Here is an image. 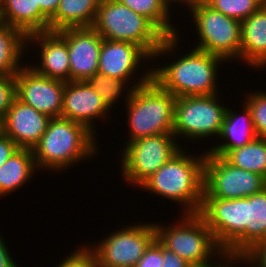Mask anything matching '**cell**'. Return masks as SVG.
<instances>
[{
  "instance_id": "obj_1",
  "label": "cell",
  "mask_w": 266,
  "mask_h": 267,
  "mask_svg": "<svg viewBox=\"0 0 266 267\" xmlns=\"http://www.w3.org/2000/svg\"><path fill=\"white\" fill-rule=\"evenodd\" d=\"M92 27L103 39L139 45L153 61L174 51L176 57L181 42L180 35L166 37L150 20L117 0L100 1Z\"/></svg>"
},
{
  "instance_id": "obj_2",
  "label": "cell",
  "mask_w": 266,
  "mask_h": 267,
  "mask_svg": "<svg viewBox=\"0 0 266 267\" xmlns=\"http://www.w3.org/2000/svg\"><path fill=\"white\" fill-rule=\"evenodd\" d=\"M85 125L63 117L50 118L46 131L32 149L38 171L53 173L70 170L98 151V137Z\"/></svg>"
},
{
  "instance_id": "obj_3",
  "label": "cell",
  "mask_w": 266,
  "mask_h": 267,
  "mask_svg": "<svg viewBox=\"0 0 266 267\" xmlns=\"http://www.w3.org/2000/svg\"><path fill=\"white\" fill-rule=\"evenodd\" d=\"M205 150L195 156L182 147L139 189L181 204L183 213H198L204 194Z\"/></svg>"
},
{
  "instance_id": "obj_4",
  "label": "cell",
  "mask_w": 266,
  "mask_h": 267,
  "mask_svg": "<svg viewBox=\"0 0 266 267\" xmlns=\"http://www.w3.org/2000/svg\"><path fill=\"white\" fill-rule=\"evenodd\" d=\"M225 62L219 56L193 48L171 64H162L164 67L157 68L156 65L154 68L152 65V79L176 97L214 95L220 93L217 88L218 70Z\"/></svg>"
},
{
  "instance_id": "obj_5",
  "label": "cell",
  "mask_w": 266,
  "mask_h": 267,
  "mask_svg": "<svg viewBox=\"0 0 266 267\" xmlns=\"http://www.w3.org/2000/svg\"><path fill=\"white\" fill-rule=\"evenodd\" d=\"M176 96L153 79L133 89L126 103L129 136L125 142L158 134H173Z\"/></svg>"
},
{
  "instance_id": "obj_6",
  "label": "cell",
  "mask_w": 266,
  "mask_h": 267,
  "mask_svg": "<svg viewBox=\"0 0 266 267\" xmlns=\"http://www.w3.org/2000/svg\"><path fill=\"white\" fill-rule=\"evenodd\" d=\"M154 226L157 241L191 265L212 263L210 259L217 258L224 252L198 213L181 212L180 219L172 225L155 222Z\"/></svg>"
},
{
  "instance_id": "obj_7",
  "label": "cell",
  "mask_w": 266,
  "mask_h": 267,
  "mask_svg": "<svg viewBox=\"0 0 266 267\" xmlns=\"http://www.w3.org/2000/svg\"><path fill=\"white\" fill-rule=\"evenodd\" d=\"M186 10L195 23L198 42L195 49L219 56L227 63L241 60V22L214 10L205 1ZM190 10V11H189Z\"/></svg>"
},
{
  "instance_id": "obj_8",
  "label": "cell",
  "mask_w": 266,
  "mask_h": 267,
  "mask_svg": "<svg viewBox=\"0 0 266 267\" xmlns=\"http://www.w3.org/2000/svg\"><path fill=\"white\" fill-rule=\"evenodd\" d=\"M218 94L221 95L176 97L173 131L176 139L185 137L186 141H203L214 136L219 138L227 107L221 105Z\"/></svg>"
},
{
  "instance_id": "obj_9",
  "label": "cell",
  "mask_w": 266,
  "mask_h": 267,
  "mask_svg": "<svg viewBox=\"0 0 266 267\" xmlns=\"http://www.w3.org/2000/svg\"><path fill=\"white\" fill-rule=\"evenodd\" d=\"M174 134L142 137L123 147L120 162L122 178L139 187L182 147Z\"/></svg>"
},
{
  "instance_id": "obj_10",
  "label": "cell",
  "mask_w": 266,
  "mask_h": 267,
  "mask_svg": "<svg viewBox=\"0 0 266 267\" xmlns=\"http://www.w3.org/2000/svg\"><path fill=\"white\" fill-rule=\"evenodd\" d=\"M156 239L154 223H134L106 235L88 246L101 267H135L145 250Z\"/></svg>"
},
{
  "instance_id": "obj_11",
  "label": "cell",
  "mask_w": 266,
  "mask_h": 267,
  "mask_svg": "<svg viewBox=\"0 0 266 267\" xmlns=\"http://www.w3.org/2000/svg\"><path fill=\"white\" fill-rule=\"evenodd\" d=\"M265 187L266 178L262 175L237 168L224 157L206 152L203 197L246 198Z\"/></svg>"
},
{
  "instance_id": "obj_12",
  "label": "cell",
  "mask_w": 266,
  "mask_h": 267,
  "mask_svg": "<svg viewBox=\"0 0 266 267\" xmlns=\"http://www.w3.org/2000/svg\"><path fill=\"white\" fill-rule=\"evenodd\" d=\"M148 59H152V57L137 44L103 39L100 48L99 68L97 73L127 81L129 85L133 83V88H136L152 79V68L148 66H146V70L143 69L144 72L141 76L136 74L138 77H135V73H137L145 63H148L144 61H151Z\"/></svg>"
},
{
  "instance_id": "obj_13",
  "label": "cell",
  "mask_w": 266,
  "mask_h": 267,
  "mask_svg": "<svg viewBox=\"0 0 266 267\" xmlns=\"http://www.w3.org/2000/svg\"><path fill=\"white\" fill-rule=\"evenodd\" d=\"M198 214L223 251L246 230V198L203 197Z\"/></svg>"
},
{
  "instance_id": "obj_14",
  "label": "cell",
  "mask_w": 266,
  "mask_h": 267,
  "mask_svg": "<svg viewBox=\"0 0 266 267\" xmlns=\"http://www.w3.org/2000/svg\"><path fill=\"white\" fill-rule=\"evenodd\" d=\"M16 98L50 118L61 117L66 82L36 72L28 64L15 75Z\"/></svg>"
},
{
  "instance_id": "obj_15",
  "label": "cell",
  "mask_w": 266,
  "mask_h": 267,
  "mask_svg": "<svg viewBox=\"0 0 266 267\" xmlns=\"http://www.w3.org/2000/svg\"><path fill=\"white\" fill-rule=\"evenodd\" d=\"M57 33L67 43L70 81H87L98 72L103 38L93 27L66 28Z\"/></svg>"
},
{
  "instance_id": "obj_16",
  "label": "cell",
  "mask_w": 266,
  "mask_h": 267,
  "mask_svg": "<svg viewBox=\"0 0 266 267\" xmlns=\"http://www.w3.org/2000/svg\"><path fill=\"white\" fill-rule=\"evenodd\" d=\"M110 112L101 96L87 81L66 82L61 117L85 125L96 135L95 119L107 120Z\"/></svg>"
},
{
  "instance_id": "obj_17",
  "label": "cell",
  "mask_w": 266,
  "mask_h": 267,
  "mask_svg": "<svg viewBox=\"0 0 266 267\" xmlns=\"http://www.w3.org/2000/svg\"><path fill=\"white\" fill-rule=\"evenodd\" d=\"M49 120L47 115L15 98L3 118L4 134L19 148L32 150L46 131Z\"/></svg>"
},
{
  "instance_id": "obj_18",
  "label": "cell",
  "mask_w": 266,
  "mask_h": 267,
  "mask_svg": "<svg viewBox=\"0 0 266 267\" xmlns=\"http://www.w3.org/2000/svg\"><path fill=\"white\" fill-rule=\"evenodd\" d=\"M31 43H30V42ZM33 43V44H32ZM27 46L39 45L37 65L29 64L36 72L52 79L64 82L70 81V63L66 41L57 33L52 31L36 32L27 36Z\"/></svg>"
},
{
  "instance_id": "obj_19",
  "label": "cell",
  "mask_w": 266,
  "mask_h": 267,
  "mask_svg": "<svg viewBox=\"0 0 266 267\" xmlns=\"http://www.w3.org/2000/svg\"><path fill=\"white\" fill-rule=\"evenodd\" d=\"M242 107V114L227 107L219 136L224 141L219 140L218 144L208 147V154L225 157L231 150L245 146L258 137L250 109L246 104Z\"/></svg>"
},
{
  "instance_id": "obj_20",
  "label": "cell",
  "mask_w": 266,
  "mask_h": 267,
  "mask_svg": "<svg viewBox=\"0 0 266 267\" xmlns=\"http://www.w3.org/2000/svg\"><path fill=\"white\" fill-rule=\"evenodd\" d=\"M241 61L266 68V3L241 22Z\"/></svg>"
},
{
  "instance_id": "obj_21",
  "label": "cell",
  "mask_w": 266,
  "mask_h": 267,
  "mask_svg": "<svg viewBox=\"0 0 266 267\" xmlns=\"http://www.w3.org/2000/svg\"><path fill=\"white\" fill-rule=\"evenodd\" d=\"M263 240H266V187L246 197V230L224 252L246 254Z\"/></svg>"
},
{
  "instance_id": "obj_22",
  "label": "cell",
  "mask_w": 266,
  "mask_h": 267,
  "mask_svg": "<svg viewBox=\"0 0 266 267\" xmlns=\"http://www.w3.org/2000/svg\"><path fill=\"white\" fill-rule=\"evenodd\" d=\"M0 22L18 28L26 36L49 31V19L36 0H0Z\"/></svg>"
},
{
  "instance_id": "obj_23",
  "label": "cell",
  "mask_w": 266,
  "mask_h": 267,
  "mask_svg": "<svg viewBox=\"0 0 266 267\" xmlns=\"http://www.w3.org/2000/svg\"><path fill=\"white\" fill-rule=\"evenodd\" d=\"M37 167L31 149L19 148L0 166V198L10 195L31 181ZM36 171V172H35Z\"/></svg>"
},
{
  "instance_id": "obj_24",
  "label": "cell",
  "mask_w": 266,
  "mask_h": 267,
  "mask_svg": "<svg viewBox=\"0 0 266 267\" xmlns=\"http://www.w3.org/2000/svg\"><path fill=\"white\" fill-rule=\"evenodd\" d=\"M101 0H60L56 14L49 20V31L92 27Z\"/></svg>"
},
{
  "instance_id": "obj_25",
  "label": "cell",
  "mask_w": 266,
  "mask_h": 267,
  "mask_svg": "<svg viewBox=\"0 0 266 267\" xmlns=\"http://www.w3.org/2000/svg\"><path fill=\"white\" fill-rule=\"evenodd\" d=\"M27 36L18 28L0 22V75H16L23 66ZM25 49V50H24Z\"/></svg>"
},
{
  "instance_id": "obj_26",
  "label": "cell",
  "mask_w": 266,
  "mask_h": 267,
  "mask_svg": "<svg viewBox=\"0 0 266 267\" xmlns=\"http://www.w3.org/2000/svg\"><path fill=\"white\" fill-rule=\"evenodd\" d=\"M129 9L150 20L166 37L176 36L180 31L175 28L170 15L172 7L166 0H117ZM170 14V15H169ZM171 22V23H170ZM172 24V25H171Z\"/></svg>"
},
{
  "instance_id": "obj_27",
  "label": "cell",
  "mask_w": 266,
  "mask_h": 267,
  "mask_svg": "<svg viewBox=\"0 0 266 267\" xmlns=\"http://www.w3.org/2000/svg\"><path fill=\"white\" fill-rule=\"evenodd\" d=\"M233 166L266 178V139L257 137L245 146L231 150L224 157Z\"/></svg>"
},
{
  "instance_id": "obj_28",
  "label": "cell",
  "mask_w": 266,
  "mask_h": 267,
  "mask_svg": "<svg viewBox=\"0 0 266 267\" xmlns=\"http://www.w3.org/2000/svg\"><path fill=\"white\" fill-rule=\"evenodd\" d=\"M87 82L94 88L95 92L101 96L103 102L110 110L114 108L113 106H115V103L117 104L118 100L120 101V99H122L121 97L123 95V97H125L124 103L126 104L134 89L133 86L128 87L127 81L111 78L99 73L94 74Z\"/></svg>"
},
{
  "instance_id": "obj_29",
  "label": "cell",
  "mask_w": 266,
  "mask_h": 267,
  "mask_svg": "<svg viewBox=\"0 0 266 267\" xmlns=\"http://www.w3.org/2000/svg\"><path fill=\"white\" fill-rule=\"evenodd\" d=\"M205 2L214 10L240 22L265 4L263 0H205Z\"/></svg>"
},
{
  "instance_id": "obj_30",
  "label": "cell",
  "mask_w": 266,
  "mask_h": 267,
  "mask_svg": "<svg viewBox=\"0 0 266 267\" xmlns=\"http://www.w3.org/2000/svg\"><path fill=\"white\" fill-rule=\"evenodd\" d=\"M262 91L248 93L244 103L251 111L257 136L266 139V92Z\"/></svg>"
},
{
  "instance_id": "obj_31",
  "label": "cell",
  "mask_w": 266,
  "mask_h": 267,
  "mask_svg": "<svg viewBox=\"0 0 266 267\" xmlns=\"http://www.w3.org/2000/svg\"><path fill=\"white\" fill-rule=\"evenodd\" d=\"M61 261L56 267H101L97 256L86 244L76 248Z\"/></svg>"
},
{
  "instance_id": "obj_32",
  "label": "cell",
  "mask_w": 266,
  "mask_h": 267,
  "mask_svg": "<svg viewBox=\"0 0 266 267\" xmlns=\"http://www.w3.org/2000/svg\"><path fill=\"white\" fill-rule=\"evenodd\" d=\"M16 98L15 75H0V116L5 117Z\"/></svg>"
},
{
  "instance_id": "obj_33",
  "label": "cell",
  "mask_w": 266,
  "mask_h": 267,
  "mask_svg": "<svg viewBox=\"0 0 266 267\" xmlns=\"http://www.w3.org/2000/svg\"><path fill=\"white\" fill-rule=\"evenodd\" d=\"M162 260V245L155 239L145 250L135 267H161Z\"/></svg>"
},
{
  "instance_id": "obj_34",
  "label": "cell",
  "mask_w": 266,
  "mask_h": 267,
  "mask_svg": "<svg viewBox=\"0 0 266 267\" xmlns=\"http://www.w3.org/2000/svg\"><path fill=\"white\" fill-rule=\"evenodd\" d=\"M217 259V260H216ZM214 259L217 261L215 263H211L210 267H237L235 264H241L242 262L245 263V267H253L251 260L247 254H238V253H227V252H222L221 255L217 256V258ZM221 261V263H220ZM224 262V263H223ZM248 264V266H247Z\"/></svg>"
},
{
  "instance_id": "obj_35",
  "label": "cell",
  "mask_w": 266,
  "mask_h": 267,
  "mask_svg": "<svg viewBox=\"0 0 266 267\" xmlns=\"http://www.w3.org/2000/svg\"><path fill=\"white\" fill-rule=\"evenodd\" d=\"M253 267H266V240L258 242L246 253Z\"/></svg>"
},
{
  "instance_id": "obj_36",
  "label": "cell",
  "mask_w": 266,
  "mask_h": 267,
  "mask_svg": "<svg viewBox=\"0 0 266 267\" xmlns=\"http://www.w3.org/2000/svg\"><path fill=\"white\" fill-rule=\"evenodd\" d=\"M18 145L8 136L0 137V166L5 163L17 150Z\"/></svg>"
},
{
  "instance_id": "obj_37",
  "label": "cell",
  "mask_w": 266,
  "mask_h": 267,
  "mask_svg": "<svg viewBox=\"0 0 266 267\" xmlns=\"http://www.w3.org/2000/svg\"><path fill=\"white\" fill-rule=\"evenodd\" d=\"M162 266L161 267H190L191 264L188 263L185 259L180 258L174 252L169 251L168 249L162 246Z\"/></svg>"
},
{
  "instance_id": "obj_38",
  "label": "cell",
  "mask_w": 266,
  "mask_h": 267,
  "mask_svg": "<svg viewBox=\"0 0 266 267\" xmlns=\"http://www.w3.org/2000/svg\"><path fill=\"white\" fill-rule=\"evenodd\" d=\"M1 234V233H0ZM4 237L0 235V267H19L17 261L11 256Z\"/></svg>"
},
{
  "instance_id": "obj_39",
  "label": "cell",
  "mask_w": 266,
  "mask_h": 267,
  "mask_svg": "<svg viewBox=\"0 0 266 267\" xmlns=\"http://www.w3.org/2000/svg\"><path fill=\"white\" fill-rule=\"evenodd\" d=\"M60 0H36L40 11L50 20L57 12Z\"/></svg>"
},
{
  "instance_id": "obj_40",
  "label": "cell",
  "mask_w": 266,
  "mask_h": 267,
  "mask_svg": "<svg viewBox=\"0 0 266 267\" xmlns=\"http://www.w3.org/2000/svg\"><path fill=\"white\" fill-rule=\"evenodd\" d=\"M167 2H168V4L170 5V6H172V3L174 2V4H181V6L183 5V6H185V4H186V6H187V8L188 7H190L191 5H194V4H197V3H200V2H202V1H205V0H166ZM183 3V4H182Z\"/></svg>"
},
{
  "instance_id": "obj_41",
  "label": "cell",
  "mask_w": 266,
  "mask_h": 267,
  "mask_svg": "<svg viewBox=\"0 0 266 267\" xmlns=\"http://www.w3.org/2000/svg\"><path fill=\"white\" fill-rule=\"evenodd\" d=\"M4 134L3 118L0 116V137Z\"/></svg>"
},
{
  "instance_id": "obj_42",
  "label": "cell",
  "mask_w": 266,
  "mask_h": 267,
  "mask_svg": "<svg viewBox=\"0 0 266 267\" xmlns=\"http://www.w3.org/2000/svg\"><path fill=\"white\" fill-rule=\"evenodd\" d=\"M190 267H210V263L209 264H202V265H191Z\"/></svg>"
}]
</instances>
